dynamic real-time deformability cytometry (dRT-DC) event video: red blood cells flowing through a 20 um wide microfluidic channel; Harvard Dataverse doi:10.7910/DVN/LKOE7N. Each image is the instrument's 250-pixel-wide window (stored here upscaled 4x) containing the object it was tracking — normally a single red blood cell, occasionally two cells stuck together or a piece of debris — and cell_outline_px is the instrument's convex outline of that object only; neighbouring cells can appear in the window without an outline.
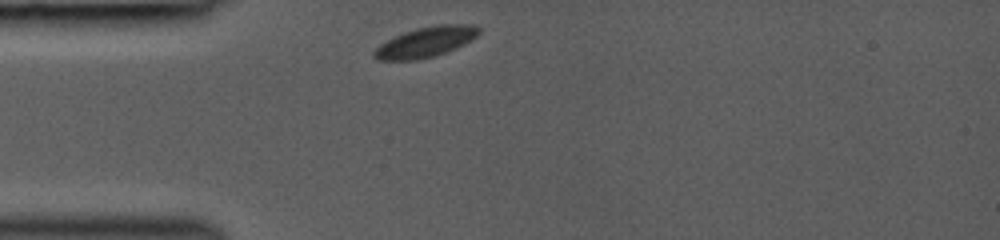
{"species": "common noctule bat (a hibernating species)", "species_latin": "Nyctalus noctula", "temperature_condition": "room temperature", "stored_images_in_passage": 34, "camera_frame_rate_fps": 3000, "um_per_image_px": 0.085, "animal": {"sex": "female", "body_mass_g": 19.0, "forearm_length_mm": 53.3}, "frame": {"image": 1, "passage_image": 1, "time_ms": 0.0, "image_size_px": [1000, 240], "cell_outline_px": [[480, 32], [476, 36], [444, 52], [432, 56], [416, 60], [376, 60], [372, 56], [372, 52], [380, 44], [404, 32], [416, 28], [436, 24], [476, 24], [480, 28]], "centroid_in_image_um": [36.14, 3.55], "position_along_channel_um": 48.9, "area_um2": 18.15}}
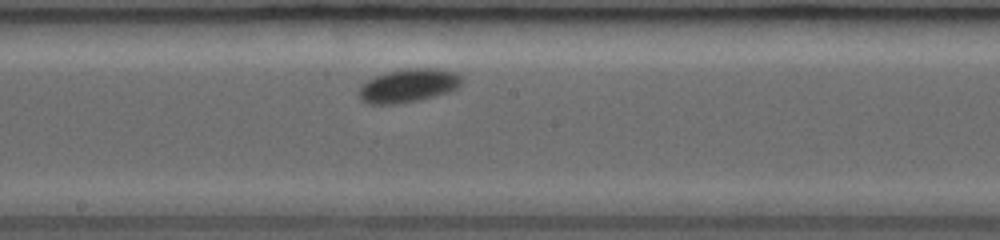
{"frame": {"image": 2, "passage_image": 20, "time_ms": 4.333, "image_size_px": [1000, 240], "cell_outline_px": [[464, 80], [456, 88], [448, 92], [416, 100], [396, 104], [368, 104], [360, 100], [360, 84], [376, 76], [388, 72], [408, 68], [436, 68], [456, 72], [464, 76]], "centroid_in_image_um": [34.73, 7.26], "position_along_channel_um": 213.5, "area_um2": 20.0}}
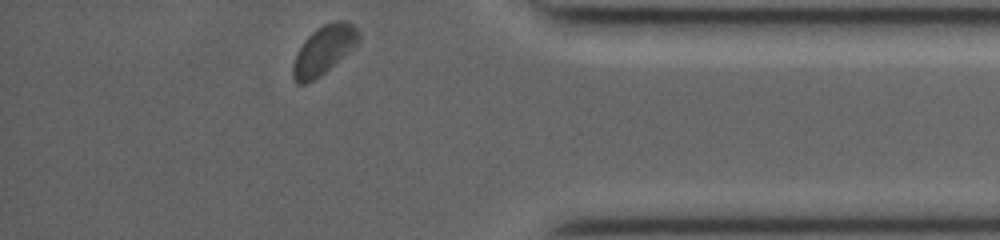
{"frame": {"image": 3, "passage_image": 34, "time_ms": 9.333, "image_size_px": [1000, 240], "cell_outline_px": [[360, 40], [352, 48], [320, 76], [304, 84], [296, 84], [292, 76], [292, 64], [304, 40], [312, 32], [324, 24], [336, 20], [344, 20], [352, 24], [356, 28], [360, 36]], "centroid_in_image_um": [27.5, 4.25], "position_along_channel_um": 407.7, "area_um2": 18.26}}